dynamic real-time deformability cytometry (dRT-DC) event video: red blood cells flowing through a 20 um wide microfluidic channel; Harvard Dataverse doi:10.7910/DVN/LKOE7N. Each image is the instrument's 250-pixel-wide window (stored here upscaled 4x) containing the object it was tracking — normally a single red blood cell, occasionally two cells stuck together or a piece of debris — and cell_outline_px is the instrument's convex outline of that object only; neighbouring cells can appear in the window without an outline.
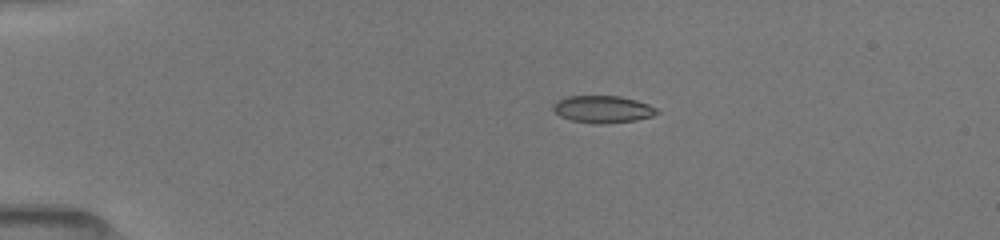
{"species": "common noctule bat (a hibernating species)", "species_latin": "Nyctalus noctula", "temperature_condition": "room temperature", "stored_images_in_passage": 3, "camera_frame_rate_fps": 3000, "um_per_image_px": 0.085, "animal": {"sex": "female", "body_mass_g": 19.5, "forearm_length_mm": 54.1}, "frame": {"image": 1, "passage_image": 1, "time_ms": 0.0, "image_size_px": [1000, 240], "cell_outline_px": [[660, 112], [652, 116], [636, 120], [600, 124], [596, 124], [572, 120], [560, 116], [552, 108], [556, 100], [568, 96], [620, 96], [636, 100], [648, 104], [656, 108]], "centroid_in_image_um": [51.24, 9.28], "position_along_channel_um": 33.8, "area_um2": 16.36}}